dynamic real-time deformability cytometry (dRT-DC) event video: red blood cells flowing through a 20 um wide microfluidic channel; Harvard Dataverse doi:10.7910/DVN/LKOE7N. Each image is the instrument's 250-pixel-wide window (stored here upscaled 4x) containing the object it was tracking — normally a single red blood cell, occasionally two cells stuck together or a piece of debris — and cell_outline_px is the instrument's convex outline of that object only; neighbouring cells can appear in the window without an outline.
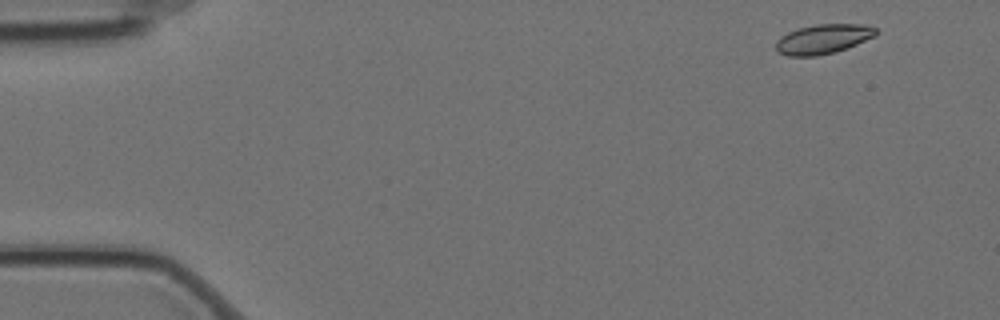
{"species": "Egyptian fruit bat (a non-hibernating species)", "species_latin": "Rousettus aegyptiacus", "temperature_condition": "cold", "stored_images_in_passage": 6, "camera_frame_rate_fps": 3000, "um_per_image_px": 0.085, "animal": {"sex": "female"}, "frame": {"image": 1, "passage_image": 1, "time_ms": 0.0, "image_size_px": [1000, 320], "cell_outline_px": [[880, 32], [876, 36], [836, 52], [816, 56], [788, 56], [776, 52], [776, 40], [780, 36], [788, 32], [800, 28], [816, 24], [864, 24], [876, 28]], "centroid_in_image_um": [69.97, 3.32], "position_along_channel_um": 15.0, "area_um2": 17.4}}
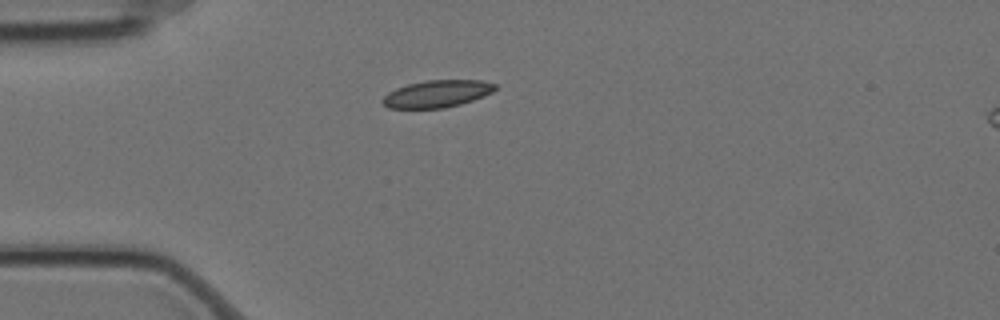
{"frame": {"image": 2, "passage_image": 4, "time_ms": 1.0, "image_size_px": [1000, 320], "cell_outline_px": [[496, 88], [492, 92], [484, 96], [460, 104], [444, 108], [388, 108], [380, 100], [388, 92], [396, 88], [408, 84], [424, 80], [480, 80], [496, 84]], "centroid_in_image_um": [37.13, 7.97], "position_along_channel_um": 47.9, "area_um2": 17.8}}
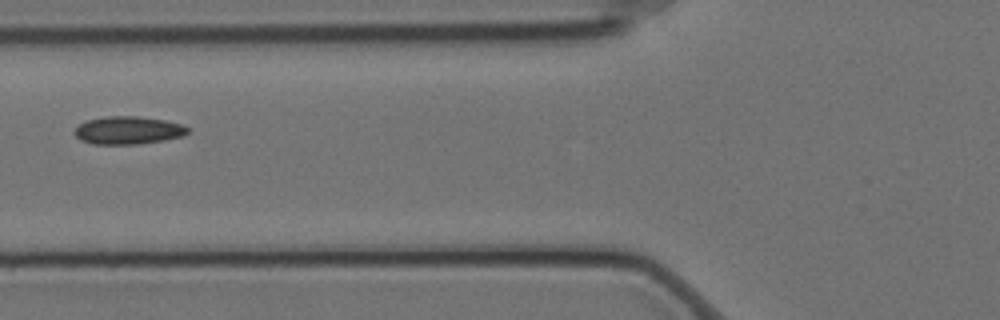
{"frame": {"image": 3, "passage_image": 6, "time_ms": 1.667, "image_size_px": [1000, 320], "cell_outline_px": [[188, 132], [184, 136], [164, 140], [136, 144], [92, 144], [80, 140], [72, 132], [84, 120], [108, 116], [136, 116], [164, 120], [180, 124], [188, 128]], "centroid_in_image_um": [10.85, 11.08], "position_along_channel_um": 115.0, "area_um2": 18.38}}